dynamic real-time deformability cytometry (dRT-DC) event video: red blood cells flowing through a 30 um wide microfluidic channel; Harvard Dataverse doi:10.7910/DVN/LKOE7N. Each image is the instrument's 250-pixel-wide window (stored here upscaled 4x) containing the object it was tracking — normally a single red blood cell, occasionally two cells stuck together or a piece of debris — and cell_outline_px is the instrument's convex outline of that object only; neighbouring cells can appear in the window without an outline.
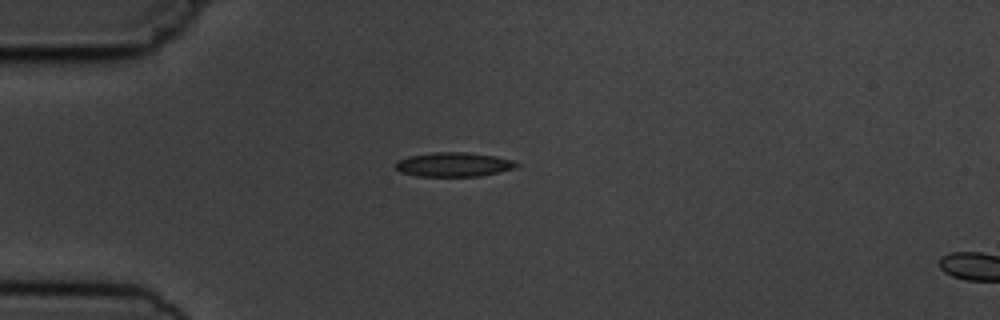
{"species": "common noctule bat (a hibernating species)", "species_latin": "Nyctalus noctula", "temperature_condition": "cold", "stored_images_in_passage": 5, "camera_frame_rate_fps": 3000, "um_per_image_px": 0.085, "animal": {"sex": "male", "body_mass_g": 19.5, "forearm_length_mm": 54.6}, "frame": {"image": 1, "passage_image": 4, "time_ms": 3.667, "image_size_px": [1000, 320], "cell_outline_px": [[520, 164], [516, 168], [480, 176], [416, 176], [400, 172], [396, 168], [396, 160], [408, 156], [432, 152], [468, 152], [496, 156], [516, 160]], "centroid_in_image_um": [38.59, 13.97], "position_along_channel_um": 46.4, "area_um2": 17.34}}